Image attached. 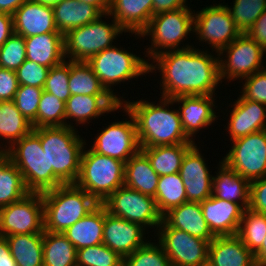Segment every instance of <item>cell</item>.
Instances as JSON below:
<instances>
[{
  "instance_id": "cell-42",
  "label": "cell",
  "mask_w": 266,
  "mask_h": 266,
  "mask_svg": "<svg viewBox=\"0 0 266 266\" xmlns=\"http://www.w3.org/2000/svg\"><path fill=\"white\" fill-rule=\"evenodd\" d=\"M149 239L132 254L123 258V266H171L160 243Z\"/></svg>"
},
{
  "instance_id": "cell-15",
  "label": "cell",
  "mask_w": 266,
  "mask_h": 266,
  "mask_svg": "<svg viewBox=\"0 0 266 266\" xmlns=\"http://www.w3.org/2000/svg\"><path fill=\"white\" fill-rule=\"evenodd\" d=\"M44 232V206L41 193L29 192L21 200L0 209V236Z\"/></svg>"
},
{
  "instance_id": "cell-44",
  "label": "cell",
  "mask_w": 266,
  "mask_h": 266,
  "mask_svg": "<svg viewBox=\"0 0 266 266\" xmlns=\"http://www.w3.org/2000/svg\"><path fill=\"white\" fill-rule=\"evenodd\" d=\"M70 61L65 60L61 64L49 69L43 90L65 102L70 98L69 90Z\"/></svg>"
},
{
  "instance_id": "cell-14",
  "label": "cell",
  "mask_w": 266,
  "mask_h": 266,
  "mask_svg": "<svg viewBox=\"0 0 266 266\" xmlns=\"http://www.w3.org/2000/svg\"><path fill=\"white\" fill-rule=\"evenodd\" d=\"M121 109L127 118L113 121L97 132L91 149L104 156L127 162L141 148L138 141L136 122L133 115L121 104ZM130 119V120H129Z\"/></svg>"
},
{
  "instance_id": "cell-36",
  "label": "cell",
  "mask_w": 266,
  "mask_h": 266,
  "mask_svg": "<svg viewBox=\"0 0 266 266\" xmlns=\"http://www.w3.org/2000/svg\"><path fill=\"white\" fill-rule=\"evenodd\" d=\"M77 250L63 233L43 232V266H77Z\"/></svg>"
},
{
  "instance_id": "cell-17",
  "label": "cell",
  "mask_w": 266,
  "mask_h": 266,
  "mask_svg": "<svg viewBox=\"0 0 266 266\" xmlns=\"http://www.w3.org/2000/svg\"><path fill=\"white\" fill-rule=\"evenodd\" d=\"M215 97L216 95H190L172 98L175 105L178 103L184 133L192 142H195L201 129H206L219 119L216 115L219 113H216L218 103H215L218 96Z\"/></svg>"
},
{
  "instance_id": "cell-23",
  "label": "cell",
  "mask_w": 266,
  "mask_h": 266,
  "mask_svg": "<svg viewBox=\"0 0 266 266\" xmlns=\"http://www.w3.org/2000/svg\"><path fill=\"white\" fill-rule=\"evenodd\" d=\"M14 33L24 38L45 33H59L50 5L28 0L13 14Z\"/></svg>"
},
{
  "instance_id": "cell-40",
  "label": "cell",
  "mask_w": 266,
  "mask_h": 266,
  "mask_svg": "<svg viewBox=\"0 0 266 266\" xmlns=\"http://www.w3.org/2000/svg\"><path fill=\"white\" fill-rule=\"evenodd\" d=\"M65 108V102L43 90L33 128L65 126Z\"/></svg>"
},
{
  "instance_id": "cell-26",
  "label": "cell",
  "mask_w": 266,
  "mask_h": 266,
  "mask_svg": "<svg viewBox=\"0 0 266 266\" xmlns=\"http://www.w3.org/2000/svg\"><path fill=\"white\" fill-rule=\"evenodd\" d=\"M213 176L212 195L218 199L239 204L244 210L249 207L251 182L228 167L222 160Z\"/></svg>"
},
{
  "instance_id": "cell-34",
  "label": "cell",
  "mask_w": 266,
  "mask_h": 266,
  "mask_svg": "<svg viewBox=\"0 0 266 266\" xmlns=\"http://www.w3.org/2000/svg\"><path fill=\"white\" fill-rule=\"evenodd\" d=\"M28 193L21 172L6 152L0 153V209Z\"/></svg>"
},
{
  "instance_id": "cell-37",
  "label": "cell",
  "mask_w": 266,
  "mask_h": 266,
  "mask_svg": "<svg viewBox=\"0 0 266 266\" xmlns=\"http://www.w3.org/2000/svg\"><path fill=\"white\" fill-rule=\"evenodd\" d=\"M68 83L71 95L112 96L84 61H70Z\"/></svg>"
},
{
  "instance_id": "cell-5",
  "label": "cell",
  "mask_w": 266,
  "mask_h": 266,
  "mask_svg": "<svg viewBox=\"0 0 266 266\" xmlns=\"http://www.w3.org/2000/svg\"><path fill=\"white\" fill-rule=\"evenodd\" d=\"M184 7L175 11L155 14L151 17L148 26L140 33L135 34L137 39L151 40V45L143 52L149 59L171 50H181L194 46L190 43L184 45L185 38L194 34V10ZM191 34V35H190ZM183 46H182V45Z\"/></svg>"
},
{
  "instance_id": "cell-32",
  "label": "cell",
  "mask_w": 266,
  "mask_h": 266,
  "mask_svg": "<svg viewBox=\"0 0 266 266\" xmlns=\"http://www.w3.org/2000/svg\"><path fill=\"white\" fill-rule=\"evenodd\" d=\"M159 175L140 150L125 163L124 186L155 198Z\"/></svg>"
},
{
  "instance_id": "cell-33",
  "label": "cell",
  "mask_w": 266,
  "mask_h": 266,
  "mask_svg": "<svg viewBox=\"0 0 266 266\" xmlns=\"http://www.w3.org/2000/svg\"><path fill=\"white\" fill-rule=\"evenodd\" d=\"M17 266H43V233L5 237Z\"/></svg>"
},
{
  "instance_id": "cell-50",
  "label": "cell",
  "mask_w": 266,
  "mask_h": 266,
  "mask_svg": "<svg viewBox=\"0 0 266 266\" xmlns=\"http://www.w3.org/2000/svg\"><path fill=\"white\" fill-rule=\"evenodd\" d=\"M18 86L16 72L0 67V101H13Z\"/></svg>"
},
{
  "instance_id": "cell-29",
  "label": "cell",
  "mask_w": 266,
  "mask_h": 266,
  "mask_svg": "<svg viewBox=\"0 0 266 266\" xmlns=\"http://www.w3.org/2000/svg\"><path fill=\"white\" fill-rule=\"evenodd\" d=\"M52 7L56 28L63 36L73 28L91 23L103 15L97 7L78 0H59Z\"/></svg>"
},
{
  "instance_id": "cell-10",
  "label": "cell",
  "mask_w": 266,
  "mask_h": 266,
  "mask_svg": "<svg viewBox=\"0 0 266 266\" xmlns=\"http://www.w3.org/2000/svg\"><path fill=\"white\" fill-rule=\"evenodd\" d=\"M266 51L246 33H241L232 43L218 52L219 76L232 82L244 79L264 69ZM263 61V62H262Z\"/></svg>"
},
{
  "instance_id": "cell-49",
  "label": "cell",
  "mask_w": 266,
  "mask_h": 266,
  "mask_svg": "<svg viewBox=\"0 0 266 266\" xmlns=\"http://www.w3.org/2000/svg\"><path fill=\"white\" fill-rule=\"evenodd\" d=\"M248 208L266 214V176L251 182Z\"/></svg>"
},
{
  "instance_id": "cell-27",
  "label": "cell",
  "mask_w": 266,
  "mask_h": 266,
  "mask_svg": "<svg viewBox=\"0 0 266 266\" xmlns=\"http://www.w3.org/2000/svg\"><path fill=\"white\" fill-rule=\"evenodd\" d=\"M162 220L169 227L185 231L200 239L211 242L215 238L209 230L198 202L187 201L174 207L162 216Z\"/></svg>"
},
{
  "instance_id": "cell-59",
  "label": "cell",
  "mask_w": 266,
  "mask_h": 266,
  "mask_svg": "<svg viewBox=\"0 0 266 266\" xmlns=\"http://www.w3.org/2000/svg\"><path fill=\"white\" fill-rule=\"evenodd\" d=\"M200 266H212L209 262H206L204 264H201Z\"/></svg>"
},
{
  "instance_id": "cell-51",
  "label": "cell",
  "mask_w": 266,
  "mask_h": 266,
  "mask_svg": "<svg viewBox=\"0 0 266 266\" xmlns=\"http://www.w3.org/2000/svg\"><path fill=\"white\" fill-rule=\"evenodd\" d=\"M246 34L266 51V10L257 18Z\"/></svg>"
},
{
  "instance_id": "cell-6",
  "label": "cell",
  "mask_w": 266,
  "mask_h": 266,
  "mask_svg": "<svg viewBox=\"0 0 266 266\" xmlns=\"http://www.w3.org/2000/svg\"><path fill=\"white\" fill-rule=\"evenodd\" d=\"M6 153L21 172L26 189L43 193L62 183L48 171V159L40 142V127L15 142Z\"/></svg>"
},
{
  "instance_id": "cell-1",
  "label": "cell",
  "mask_w": 266,
  "mask_h": 266,
  "mask_svg": "<svg viewBox=\"0 0 266 266\" xmlns=\"http://www.w3.org/2000/svg\"><path fill=\"white\" fill-rule=\"evenodd\" d=\"M196 47V48H195ZM205 50V51H204ZM209 48L192 46L171 50L155 56L149 62V74L160 73L161 97L174 98L190 95H217L221 84L219 58ZM162 91V92H161Z\"/></svg>"
},
{
  "instance_id": "cell-22",
  "label": "cell",
  "mask_w": 266,
  "mask_h": 266,
  "mask_svg": "<svg viewBox=\"0 0 266 266\" xmlns=\"http://www.w3.org/2000/svg\"><path fill=\"white\" fill-rule=\"evenodd\" d=\"M203 217L214 236L238 233L244 209L237 203L211 195L200 203Z\"/></svg>"
},
{
  "instance_id": "cell-19",
  "label": "cell",
  "mask_w": 266,
  "mask_h": 266,
  "mask_svg": "<svg viewBox=\"0 0 266 266\" xmlns=\"http://www.w3.org/2000/svg\"><path fill=\"white\" fill-rule=\"evenodd\" d=\"M147 230L138 223L109 214L105 208L103 244L121 257L132 254L148 241L145 234L150 233V230Z\"/></svg>"
},
{
  "instance_id": "cell-13",
  "label": "cell",
  "mask_w": 266,
  "mask_h": 266,
  "mask_svg": "<svg viewBox=\"0 0 266 266\" xmlns=\"http://www.w3.org/2000/svg\"><path fill=\"white\" fill-rule=\"evenodd\" d=\"M230 144L231 148L221 159L228 167L250 182L266 176V129Z\"/></svg>"
},
{
  "instance_id": "cell-43",
  "label": "cell",
  "mask_w": 266,
  "mask_h": 266,
  "mask_svg": "<svg viewBox=\"0 0 266 266\" xmlns=\"http://www.w3.org/2000/svg\"><path fill=\"white\" fill-rule=\"evenodd\" d=\"M77 266H123V257L101 243L77 250Z\"/></svg>"
},
{
  "instance_id": "cell-24",
  "label": "cell",
  "mask_w": 266,
  "mask_h": 266,
  "mask_svg": "<svg viewBox=\"0 0 266 266\" xmlns=\"http://www.w3.org/2000/svg\"><path fill=\"white\" fill-rule=\"evenodd\" d=\"M153 16V0H110V8L104 17L114 18L129 34H140Z\"/></svg>"
},
{
  "instance_id": "cell-54",
  "label": "cell",
  "mask_w": 266,
  "mask_h": 266,
  "mask_svg": "<svg viewBox=\"0 0 266 266\" xmlns=\"http://www.w3.org/2000/svg\"><path fill=\"white\" fill-rule=\"evenodd\" d=\"M0 266H17L10 252L8 242L2 236H0Z\"/></svg>"
},
{
  "instance_id": "cell-12",
  "label": "cell",
  "mask_w": 266,
  "mask_h": 266,
  "mask_svg": "<svg viewBox=\"0 0 266 266\" xmlns=\"http://www.w3.org/2000/svg\"><path fill=\"white\" fill-rule=\"evenodd\" d=\"M102 205L113 216L138 223L146 229L153 228L154 235L162 222L155 198L126 186L119 187Z\"/></svg>"
},
{
  "instance_id": "cell-21",
  "label": "cell",
  "mask_w": 266,
  "mask_h": 266,
  "mask_svg": "<svg viewBox=\"0 0 266 266\" xmlns=\"http://www.w3.org/2000/svg\"><path fill=\"white\" fill-rule=\"evenodd\" d=\"M117 110H121V103L113 96L71 95L66 101L65 126H87L105 113L107 115ZM74 121L76 126L73 125Z\"/></svg>"
},
{
  "instance_id": "cell-25",
  "label": "cell",
  "mask_w": 266,
  "mask_h": 266,
  "mask_svg": "<svg viewBox=\"0 0 266 266\" xmlns=\"http://www.w3.org/2000/svg\"><path fill=\"white\" fill-rule=\"evenodd\" d=\"M208 262L212 266H256L254 254L237 234L215 236L209 243Z\"/></svg>"
},
{
  "instance_id": "cell-18",
  "label": "cell",
  "mask_w": 266,
  "mask_h": 266,
  "mask_svg": "<svg viewBox=\"0 0 266 266\" xmlns=\"http://www.w3.org/2000/svg\"><path fill=\"white\" fill-rule=\"evenodd\" d=\"M196 143L183 157L179 174L185 186L187 201L201 203L212 195L213 174Z\"/></svg>"
},
{
  "instance_id": "cell-45",
  "label": "cell",
  "mask_w": 266,
  "mask_h": 266,
  "mask_svg": "<svg viewBox=\"0 0 266 266\" xmlns=\"http://www.w3.org/2000/svg\"><path fill=\"white\" fill-rule=\"evenodd\" d=\"M26 60L25 39L13 33L0 47V67L16 71Z\"/></svg>"
},
{
  "instance_id": "cell-46",
  "label": "cell",
  "mask_w": 266,
  "mask_h": 266,
  "mask_svg": "<svg viewBox=\"0 0 266 266\" xmlns=\"http://www.w3.org/2000/svg\"><path fill=\"white\" fill-rule=\"evenodd\" d=\"M43 88L29 85H19L14 97V103L22 115L33 123L37 116Z\"/></svg>"
},
{
  "instance_id": "cell-38",
  "label": "cell",
  "mask_w": 266,
  "mask_h": 266,
  "mask_svg": "<svg viewBox=\"0 0 266 266\" xmlns=\"http://www.w3.org/2000/svg\"><path fill=\"white\" fill-rule=\"evenodd\" d=\"M155 202L162 216L170 209L187 202L185 186L179 172L159 176Z\"/></svg>"
},
{
  "instance_id": "cell-56",
  "label": "cell",
  "mask_w": 266,
  "mask_h": 266,
  "mask_svg": "<svg viewBox=\"0 0 266 266\" xmlns=\"http://www.w3.org/2000/svg\"><path fill=\"white\" fill-rule=\"evenodd\" d=\"M254 262L256 266H266V235L261 247L254 253Z\"/></svg>"
},
{
  "instance_id": "cell-35",
  "label": "cell",
  "mask_w": 266,
  "mask_h": 266,
  "mask_svg": "<svg viewBox=\"0 0 266 266\" xmlns=\"http://www.w3.org/2000/svg\"><path fill=\"white\" fill-rule=\"evenodd\" d=\"M194 144H175L141 148L148 157L152 168L159 176L175 174L180 171L181 163L186 152Z\"/></svg>"
},
{
  "instance_id": "cell-20",
  "label": "cell",
  "mask_w": 266,
  "mask_h": 266,
  "mask_svg": "<svg viewBox=\"0 0 266 266\" xmlns=\"http://www.w3.org/2000/svg\"><path fill=\"white\" fill-rule=\"evenodd\" d=\"M228 107L232 109L225 130L230 141L266 129V105L239 95Z\"/></svg>"
},
{
  "instance_id": "cell-53",
  "label": "cell",
  "mask_w": 266,
  "mask_h": 266,
  "mask_svg": "<svg viewBox=\"0 0 266 266\" xmlns=\"http://www.w3.org/2000/svg\"><path fill=\"white\" fill-rule=\"evenodd\" d=\"M14 33L13 15L0 12V47Z\"/></svg>"
},
{
  "instance_id": "cell-16",
  "label": "cell",
  "mask_w": 266,
  "mask_h": 266,
  "mask_svg": "<svg viewBox=\"0 0 266 266\" xmlns=\"http://www.w3.org/2000/svg\"><path fill=\"white\" fill-rule=\"evenodd\" d=\"M155 234L171 266H200L208 262L209 241L169 227L163 220Z\"/></svg>"
},
{
  "instance_id": "cell-11",
  "label": "cell",
  "mask_w": 266,
  "mask_h": 266,
  "mask_svg": "<svg viewBox=\"0 0 266 266\" xmlns=\"http://www.w3.org/2000/svg\"><path fill=\"white\" fill-rule=\"evenodd\" d=\"M194 33L192 36H196L195 41L199 40L200 45L206 43V50L209 45L215 54L241 34L225 2L206 5L197 12L194 10Z\"/></svg>"
},
{
  "instance_id": "cell-52",
  "label": "cell",
  "mask_w": 266,
  "mask_h": 266,
  "mask_svg": "<svg viewBox=\"0 0 266 266\" xmlns=\"http://www.w3.org/2000/svg\"><path fill=\"white\" fill-rule=\"evenodd\" d=\"M187 0H153V15L188 7Z\"/></svg>"
},
{
  "instance_id": "cell-28",
  "label": "cell",
  "mask_w": 266,
  "mask_h": 266,
  "mask_svg": "<svg viewBox=\"0 0 266 266\" xmlns=\"http://www.w3.org/2000/svg\"><path fill=\"white\" fill-rule=\"evenodd\" d=\"M25 39L26 59L48 68L65 61L64 36L61 33H45Z\"/></svg>"
},
{
  "instance_id": "cell-55",
  "label": "cell",
  "mask_w": 266,
  "mask_h": 266,
  "mask_svg": "<svg viewBox=\"0 0 266 266\" xmlns=\"http://www.w3.org/2000/svg\"><path fill=\"white\" fill-rule=\"evenodd\" d=\"M28 0H0V12L13 15L14 12Z\"/></svg>"
},
{
  "instance_id": "cell-8",
  "label": "cell",
  "mask_w": 266,
  "mask_h": 266,
  "mask_svg": "<svg viewBox=\"0 0 266 266\" xmlns=\"http://www.w3.org/2000/svg\"><path fill=\"white\" fill-rule=\"evenodd\" d=\"M87 146L82 152L80 173L75 184L102 204L114 191L124 186L125 162L100 155Z\"/></svg>"
},
{
  "instance_id": "cell-48",
  "label": "cell",
  "mask_w": 266,
  "mask_h": 266,
  "mask_svg": "<svg viewBox=\"0 0 266 266\" xmlns=\"http://www.w3.org/2000/svg\"><path fill=\"white\" fill-rule=\"evenodd\" d=\"M49 69L50 68L44 65H40L36 62L26 59L24 63L15 71L18 84L43 88Z\"/></svg>"
},
{
  "instance_id": "cell-39",
  "label": "cell",
  "mask_w": 266,
  "mask_h": 266,
  "mask_svg": "<svg viewBox=\"0 0 266 266\" xmlns=\"http://www.w3.org/2000/svg\"><path fill=\"white\" fill-rule=\"evenodd\" d=\"M237 235L254 254L266 235V214L245 209Z\"/></svg>"
},
{
  "instance_id": "cell-7",
  "label": "cell",
  "mask_w": 266,
  "mask_h": 266,
  "mask_svg": "<svg viewBox=\"0 0 266 266\" xmlns=\"http://www.w3.org/2000/svg\"><path fill=\"white\" fill-rule=\"evenodd\" d=\"M109 47L92 56L87 63L92 67L105 89L122 103L125 97L114 92V86L121 82L138 80V77L149 74V61L144 56L134 54L120 46ZM144 58V59H143ZM117 93V95H116ZM119 95V96H118Z\"/></svg>"
},
{
  "instance_id": "cell-2",
  "label": "cell",
  "mask_w": 266,
  "mask_h": 266,
  "mask_svg": "<svg viewBox=\"0 0 266 266\" xmlns=\"http://www.w3.org/2000/svg\"><path fill=\"white\" fill-rule=\"evenodd\" d=\"M130 101L127 99L121 104L135 119L140 148L195 144L184 133L178 108L172 107V98L160 96L157 104L156 100L149 102L142 98Z\"/></svg>"
},
{
  "instance_id": "cell-41",
  "label": "cell",
  "mask_w": 266,
  "mask_h": 266,
  "mask_svg": "<svg viewBox=\"0 0 266 266\" xmlns=\"http://www.w3.org/2000/svg\"><path fill=\"white\" fill-rule=\"evenodd\" d=\"M235 26L241 33H247L257 18L266 10V0H233L226 3Z\"/></svg>"
},
{
  "instance_id": "cell-31",
  "label": "cell",
  "mask_w": 266,
  "mask_h": 266,
  "mask_svg": "<svg viewBox=\"0 0 266 266\" xmlns=\"http://www.w3.org/2000/svg\"><path fill=\"white\" fill-rule=\"evenodd\" d=\"M33 129L32 123L17 109L14 101H0V153L6 152Z\"/></svg>"
},
{
  "instance_id": "cell-58",
  "label": "cell",
  "mask_w": 266,
  "mask_h": 266,
  "mask_svg": "<svg viewBox=\"0 0 266 266\" xmlns=\"http://www.w3.org/2000/svg\"><path fill=\"white\" fill-rule=\"evenodd\" d=\"M33 2L45 4V5H50L53 6L55 5L59 0H31Z\"/></svg>"
},
{
  "instance_id": "cell-3",
  "label": "cell",
  "mask_w": 266,
  "mask_h": 266,
  "mask_svg": "<svg viewBox=\"0 0 266 266\" xmlns=\"http://www.w3.org/2000/svg\"><path fill=\"white\" fill-rule=\"evenodd\" d=\"M78 128L40 127V142L48 159V171L62 184H75L80 173L81 156L86 139Z\"/></svg>"
},
{
  "instance_id": "cell-47",
  "label": "cell",
  "mask_w": 266,
  "mask_h": 266,
  "mask_svg": "<svg viewBox=\"0 0 266 266\" xmlns=\"http://www.w3.org/2000/svg\"><path fill=\"white\" fill-rule=\"evenodd\" d=\"M242 84L239 95L244 99H249L266 105V69L240 80ZM242 93V94H241Z\"/></svg>"
},
{
  "instance_id": "cell-4",
  "label": "cell",
  "mask_w": 266,
  "mask_h": 266,
  "mask_svg": "<svg viewBox=\"0 0 266 266\" xmlns=\"http://www.w3.org/2000/svg\"><path fill=\"white\" fill-rule=\"evenodd\" d=\"M42 194L44 231L63 233L99 203L76 184H62Z\"/></svg>"
},
{
  "instance_id": "cell-57",
  "label": "cell",
  "mask_w": 266,
  "mask_h": 266,
  "mask_svg": "<svg viewBox=\"0 0 266 266\" xmlns=\"http://www.w3.org/2000/svg\"><path fill=\"white\" fill-rule=\"evenodd\" d=\"M79 2L89 3L97 7L103 14L108 13L110 0H78Z\"/></svg>"
},
{
  "instance_id": "cell-30",
  "label": "cell",
  "mask_w": 266,
  "mask_h": 266,
  "mask_svg": "<svg viewBox=\"0 0 266 266\" xmlns=\"http://www.w3.org/2000/svg\"><path fill=\"white\" fill-rule=\"evenodd\" d=\"M105 207L98 204L85 217L67 228L63 234L72 242L76 250L103 243Z\"/></svg>"
},
{
  "instance_id": "cell-9",
  "label": "cell",
  "mask_w": 266,
  "mask_h": 266,
  "mask_svg": "<svg viewBox=\"0 0 266 266\" xmlns=\"http://www.w3.org/2000/svg\"><path fill=\"white\" fill-rule=\"evenodd\" d=\"M104 14L97 20L84 26L73 28L64 35V54L69 61L87 62L92 56L114 46L117 36L126 33L114 18L102 20ZM115 40V42H114Z\"/></svg>"
}]
</instances>
